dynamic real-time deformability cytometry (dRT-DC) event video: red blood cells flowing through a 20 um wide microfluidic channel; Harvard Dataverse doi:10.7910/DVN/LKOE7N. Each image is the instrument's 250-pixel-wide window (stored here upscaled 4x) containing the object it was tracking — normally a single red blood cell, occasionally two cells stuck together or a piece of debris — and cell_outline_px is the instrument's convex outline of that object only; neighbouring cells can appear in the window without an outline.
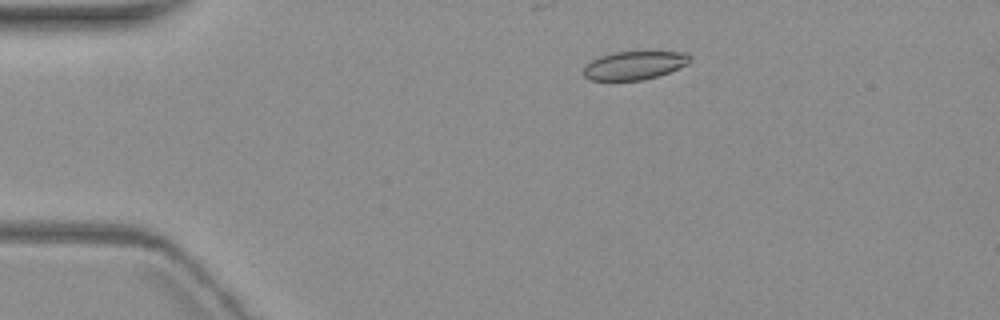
{"species": "common noctule bat (a hibernating species)", "species_latin": "Nyctalus noctula", "temperature_condition": "warm", "stored_images_in_passage": 7, "camera_frame_rate_fps": 3000, "um_per_image_px": 0.085, "animal": {"sex": "female", "body_mass_g": 19.3, "forearm_length_mm": 54.1}, "frame": {"image": 1, "passage_image": 4, "time_ms": 3.333, "image_size_px": [1000, 320], "cell_outline_px": [[692, 60], [688, 64], [668, 72], [644, 80], [588, 80], [584, 76], [584, 64], [600, 56], [612, 52], [688, 52], [692, 56]], "centroid_in_image_um": [53.92, 5.55], "position_along_channel_um": 31.1, "area_um2": 17.69}}
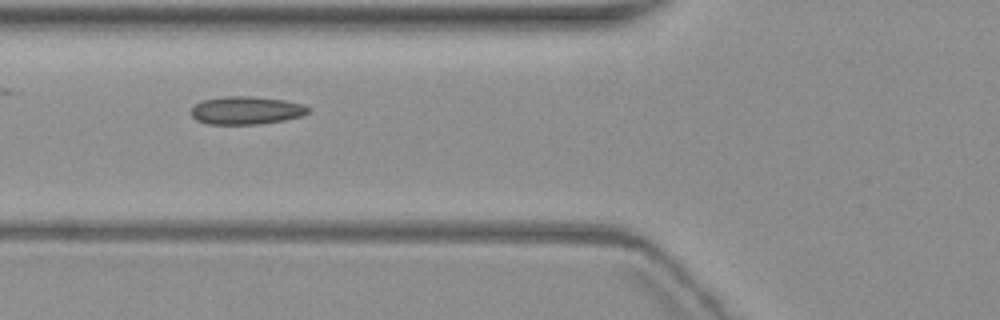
{"frame": {"image": 2, "passage_image": 7, "time_ms": 7.0, "image_size_px": [1000, 320], "cell_outline_px": [[308, 112], [300, 116], [284, 120], [256, 124], [208, 124], [196, 120], [192, 116], [192, 108], [200, 100], [224, 96], [252, 96], [284, 100], [304, 104], [308, 108]], "centroid_in_image_um": [20.9, 9.37], "position_along_channel_um": 104.9, "area_um2": 19.02}}